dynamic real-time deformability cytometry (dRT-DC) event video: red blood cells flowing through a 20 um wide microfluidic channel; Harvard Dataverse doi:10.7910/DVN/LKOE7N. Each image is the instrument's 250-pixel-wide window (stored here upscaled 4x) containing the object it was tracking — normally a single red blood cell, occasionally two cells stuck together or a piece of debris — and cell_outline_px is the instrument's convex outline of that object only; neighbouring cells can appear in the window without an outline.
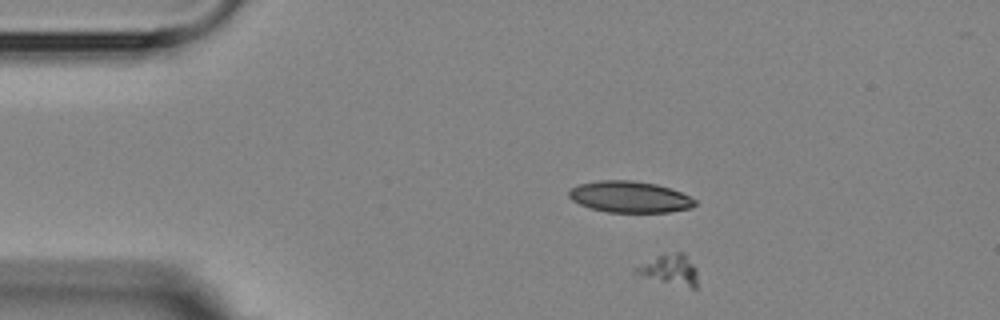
{"species": "Egyptian fruit bat (a non-hibernating species)", "species_latin": "Rousettus aegyptiacus", "temperature_condition": "room temperature", "stored_images_in_passage": 4, "segment_of_instrument_passage": [2, 2], "camera_frame_rate_fps": 3000, "um_per_image_px": 0.085, "animal": {"sex": "female"}, "frame": {"image": 1, "passage_image": 2, "time_ms": 1.0, "image_size_px": [1000, 320], "cell_outline_px": [[696, 288], [692, 288], [640, 276], [632, 272], [636, 268], [660, 256], [676, 252], [684, 252], [688, 256], [696, 268]], "centroid_in_image_um": [56.99, 22.93], "position_along_channel_um": 28.0, "area_um2": 10.46}}